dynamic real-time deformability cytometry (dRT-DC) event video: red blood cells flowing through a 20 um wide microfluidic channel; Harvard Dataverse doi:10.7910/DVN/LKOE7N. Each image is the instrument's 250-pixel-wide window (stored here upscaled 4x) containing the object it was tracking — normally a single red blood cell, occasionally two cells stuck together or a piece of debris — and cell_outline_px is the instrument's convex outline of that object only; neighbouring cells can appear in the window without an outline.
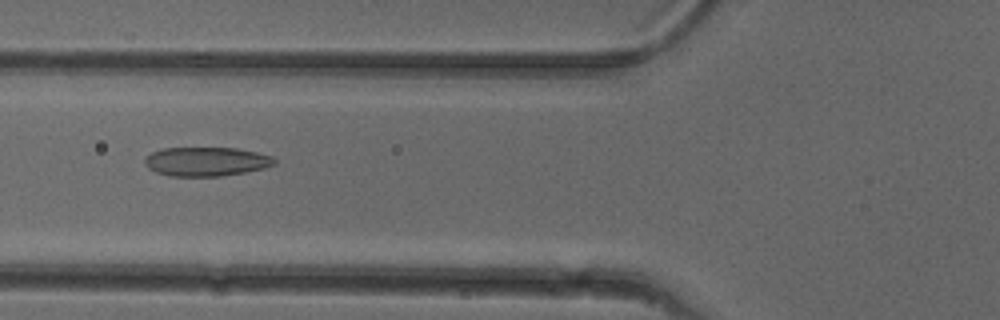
{"species": "common noctule bat (a hibernating species)", "species_latin": "Nyctalus noctula", "temperature_condition": "cold", "stored_images_in_passage": 46, "camera_frame_rate_fps": 3000, "um_per_image_px": 0.085, "animal": {"sex": "female"}, "frame": {"image": 1, "passage_image": 14, "time_ms": 4.333, "image_size_px": [1000, 320], "cell_outline_px": [[276, 164], [264, 168], [244, 172], [220, 176], [168, 176], [156, 172], [148, 168], [144, 164], [144, 156], [152, 152], [164, 148], [236, 148], [256, 152], [272, 156], [276, 160]], "centroid_in_image_um": [17.5, 13.73], "position_along_channel_um": 108.3, "area_um2": 22.02}}
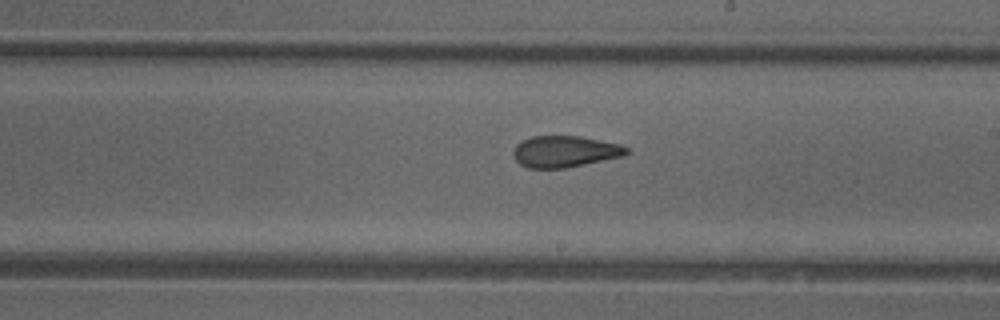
{"frame": {"image": 2, "passage_image": 24, "time_ms": 7.667, "image_size_px": [1000, 320], "cell_outline_px": [[632, 152], [624, 156], [564, 168], [528, 168], [520, 164], [516, 160], [512, 152], [516, 144], [532, 136], [580, 136], [620, 144], [628, 148]], "centroid_in_image_um": [48.03, 12.88], "position_along_channel_um": 241.0, "area_um2": 20.75}}
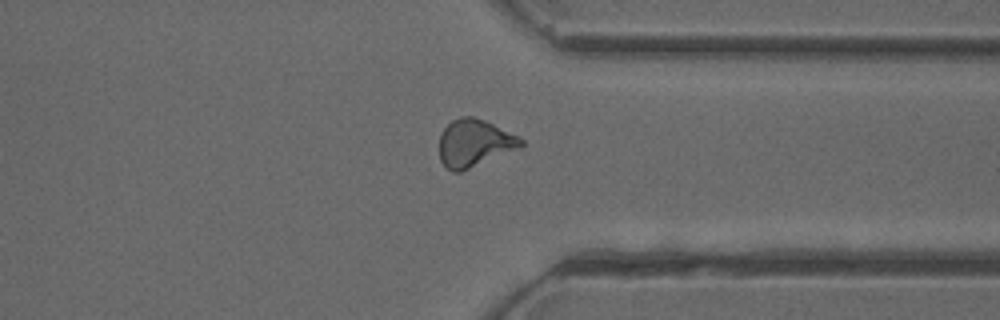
{"frame": {"image": 3, "passage_image": 34, "time_ms": 11.0, "image_size_px": [1000, 320], "cell_outline_px": [[524, 144], [520, 148], [460, 172], [452, 172], [440, 160], [440, 132], [452, 120], [460, 116], [472, 116], [484, 120], [524, 140]], "centroid_in_image_um": [40.3, 12.16], "position_along_channel_um": 371.1, "area_um2": 22.31}, "authors_computed_cell_mechanics": {"area_um2": 21.7617, "velocity_mm_per_s": 3.9653, "shape_relaxation_time_tau1_ms": 7.1588, "shape_relaxation_time_tau2_ms": 1.7656, "deformation_change_tau1": 0.1637, "deformation_change_tau2": 0.0829}}